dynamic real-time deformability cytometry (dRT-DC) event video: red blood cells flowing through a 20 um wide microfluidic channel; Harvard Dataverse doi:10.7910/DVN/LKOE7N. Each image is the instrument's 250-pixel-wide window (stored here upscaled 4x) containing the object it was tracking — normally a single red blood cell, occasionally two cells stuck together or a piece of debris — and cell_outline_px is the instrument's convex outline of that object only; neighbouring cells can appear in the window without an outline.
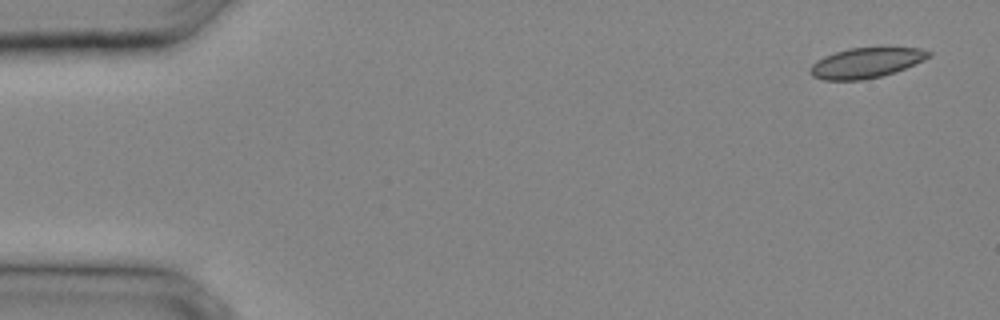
{"species": "common noctule bat (a hibernating species)", "species_latin": "Nyctalus noctula", "temperature_condition": "cold", "stored_images_in_passage": 19, "camera_frame_rate_fps": 3000, "um_per_image_px": 0.085, "animal": {"sex": "male", "body_mass_g": 20.4}, "frame": {"image": 1, "passage_image": 1, "time_ms": 0.0, "image_size_px": [1000, 320], "cell_outline_px": [[932, 56], [924, 60], [896, 72], [864, 80], [824, 80], [812, 76], [808, 72], [808, 68], [816, 60], [824, 56], [848, 48], [920, 48], [932, 52]], "centroid_in_image_um": [73.59, 5.35], "position_along_channel_um": 11.4, "area_um2": 20.92}}
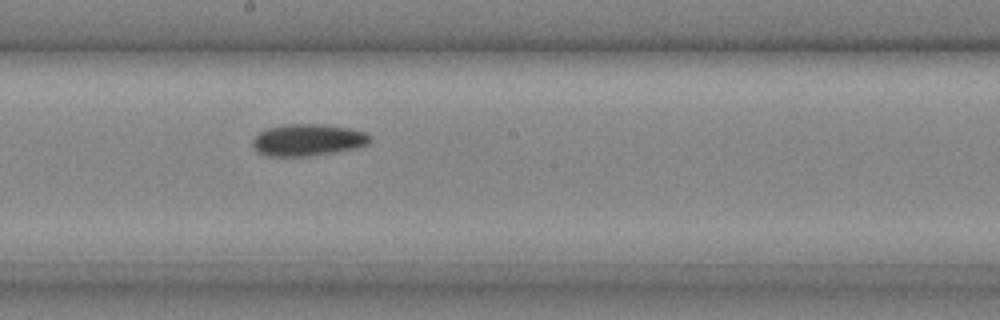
{"frame": {"image": 2, "passage_image": 17, "time_ms": 5.333, "image_size_px": [1000, 320], "cell_outline_px": [[372, 140], [368, 144], [360, 148], [312, 156], [264, 156], [256, 152], [252, 144], [252, 140], [260, 132], [268, 128], [284, 124], [324, 124], [348, 128], [368, 132], [372, 136]], "centroid_in_image_um": [26.21, 11.9], "position_along_channel_um": 222.0, "area_um2": 22.25}}
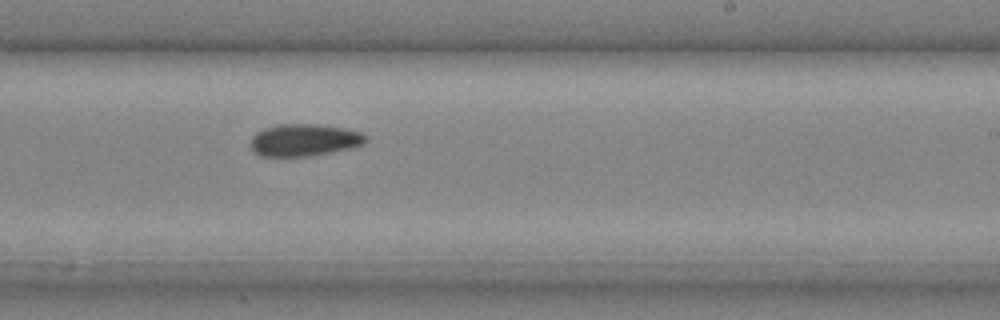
{"frame": {"image": 3, "passage_image": 19, "time_ms": 6.0, "image_size_px": [1000, 320], "cell_outline_px": [[368, 140], [364, 144], [352, 148], [332, 152], [308, 156], [260, 156], [248, 144], [252, 136], [256, 132], [264, 128], [280, 124], [320, 124], [344, 128], [360, 132]], "centroid_in_image_um": [25.84, 11.9], "position_along_channel_um": 263.2, "area_um2": 21.68}}